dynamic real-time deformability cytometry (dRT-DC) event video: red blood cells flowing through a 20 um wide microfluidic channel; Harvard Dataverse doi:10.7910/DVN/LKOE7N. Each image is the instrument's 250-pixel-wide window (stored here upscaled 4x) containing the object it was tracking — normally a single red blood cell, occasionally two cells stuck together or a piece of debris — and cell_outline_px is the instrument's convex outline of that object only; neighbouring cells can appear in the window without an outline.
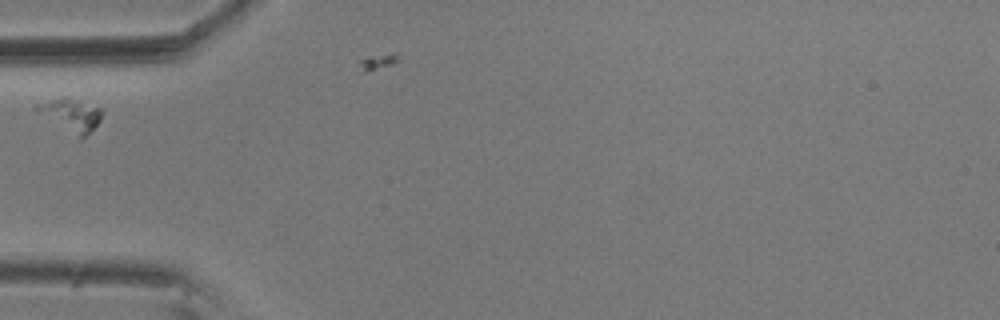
{"species": "common noctule bat (a hibernating species)", "species_latin": "Nyctalus noctula", "temperature_condition": "room temperature", "stored_images_in_passage": 1, "camera_frame_rate_fps": 3000, "um_per_image_px": 0.085, "animal": {"sex": "male", "body_mass_g": 20.5, "forearm_length_mm": 52.5}, "frame": {"image": 1, "passage_image": 1, "time_ms": 0.0, "image_size_px": [1000, 320], "cell_outline_px": [[100, 120], [80, 140], [36, 108], [52, 100], [64, 96], [68, 96], [80, 100], [100, 108]], "centroid_in_image_um": [6.14, 9.76], "position_along_channel_um": 78.9, "area_um2": 11.39}}